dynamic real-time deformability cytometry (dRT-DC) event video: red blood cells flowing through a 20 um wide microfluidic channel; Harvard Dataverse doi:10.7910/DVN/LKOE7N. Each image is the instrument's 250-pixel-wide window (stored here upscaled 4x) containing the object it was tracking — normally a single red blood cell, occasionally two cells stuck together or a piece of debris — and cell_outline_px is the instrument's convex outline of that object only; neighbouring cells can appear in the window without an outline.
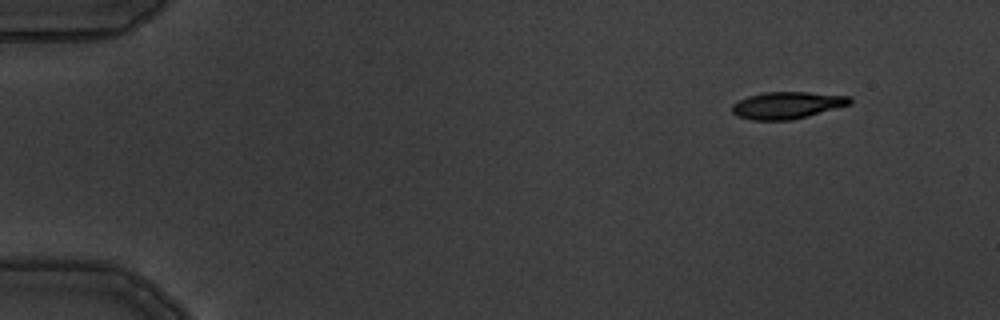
{"species": "common noctule bat (a hibernating species)", "species_latin": "Nyctalus noctula", "temperature_condition": "warm", "stored_images_in_passage": 4, "camera_frame_rate_fps": 3000, "um_per_image_px": 0.085, "animal": {"sex": "male", "body_mass_g": 19.5, "forearm_length_mm": 54.6}, "frame": {"image": 1, "passage_image": 1, "time_ms": 0.0, "image_size_px": [1000, 320], "cell_outline_px": [[852, 104], [808, 116], [792, 120], [752, 120], [736, 116], [732, 112], [732, 104], [748, 96], [764, 92], [808, 92], [852, 96]], "centroid_in_image_um": [66.93, 8.94], "position_along_channel_um": 18.1, "area_um2": 18.67}}